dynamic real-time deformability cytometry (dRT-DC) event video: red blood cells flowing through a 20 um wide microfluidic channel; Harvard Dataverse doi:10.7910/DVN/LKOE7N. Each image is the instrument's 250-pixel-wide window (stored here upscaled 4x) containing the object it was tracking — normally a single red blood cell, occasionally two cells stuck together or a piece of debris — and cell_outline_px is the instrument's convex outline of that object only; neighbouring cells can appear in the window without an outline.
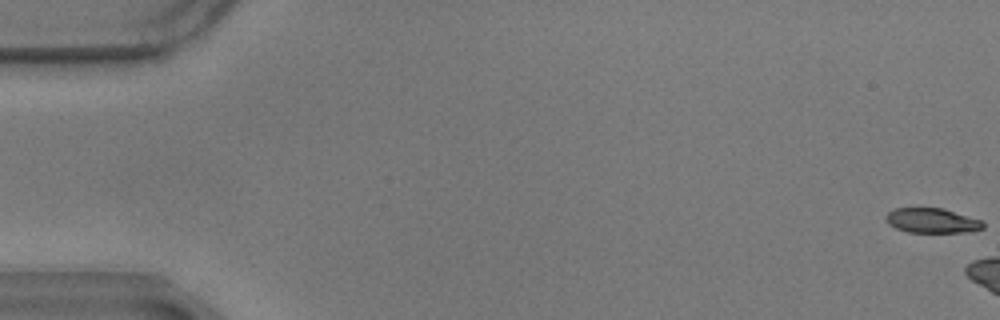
{"species": "common noctule bat (a hibernating species)", "species_latin": "Nyctalus noctula", "temperature_condition": "warm", "stored_images_in_passage": 12, "camera_frame_rate_fps": 3000, "um_per_image_px": 0.085, "animal": {"sex": "male", "body_mass_g": 17.9}, "frame": {"image": 1, "passage_image": 1, "time_ms": 0.0, "image_size_px": [1000, 320], "cell_outline_px": [[984, 228], [968, 232], [908, 232], [896, 228], [888, 224], [884, 216], [888, 212], [896, 208], [944, 208], [980, 220], [984, 224]], "centroid_in_image_um": [79.19, 18.75], "position_along_channel_um": 5.8, "area_um2": 13.99}}